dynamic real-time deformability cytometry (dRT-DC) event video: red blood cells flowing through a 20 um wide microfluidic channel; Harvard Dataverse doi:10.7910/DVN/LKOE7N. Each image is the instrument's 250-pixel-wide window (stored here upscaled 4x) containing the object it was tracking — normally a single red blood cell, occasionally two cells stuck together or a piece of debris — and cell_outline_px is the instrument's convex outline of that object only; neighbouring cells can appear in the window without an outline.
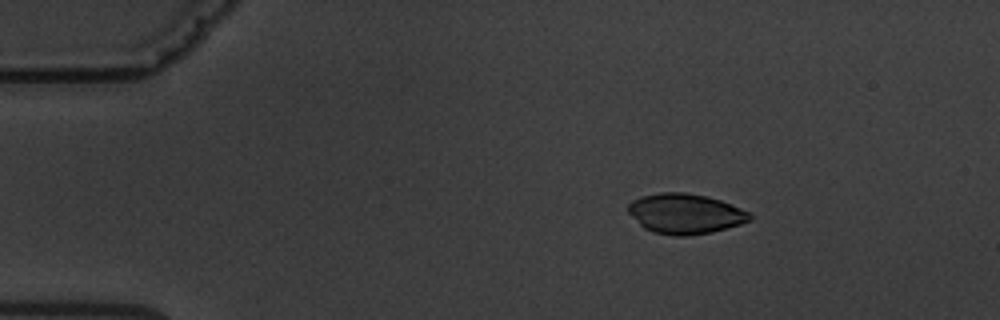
{"species": "common noctule bat (a hibernating species)", "species_latin": "Nyctalus noctula", "temperature_condition": "warm", "stored_images_in_passage": 4, "camera_frame_rate_fps": 3000, "um_per_image_px": 0.085, "animal": {"sex": "male", "body_mass_g": 19.5, "forearm_length_mm": 54.6}, "frame": {"image": 1, "passage_image": 2, "time_ms": 1.333, "image_size_px": [1000, 320], "cell_outline_px": [[752, 220], [740, 224], [712, 232], [688, 236], [676, 236], [652, 232], [644, 228], [628, 212], [628, 204], [632, 200], [640, 196], [660, 192], [684, 192], [708, 196], [720, 200], [740, 208], [748, 212], [752, 216]], "centroid_in_image_um": [58.23, 18.16], "position_along_channel_um": 26.8, "area_um2": 28.5}}